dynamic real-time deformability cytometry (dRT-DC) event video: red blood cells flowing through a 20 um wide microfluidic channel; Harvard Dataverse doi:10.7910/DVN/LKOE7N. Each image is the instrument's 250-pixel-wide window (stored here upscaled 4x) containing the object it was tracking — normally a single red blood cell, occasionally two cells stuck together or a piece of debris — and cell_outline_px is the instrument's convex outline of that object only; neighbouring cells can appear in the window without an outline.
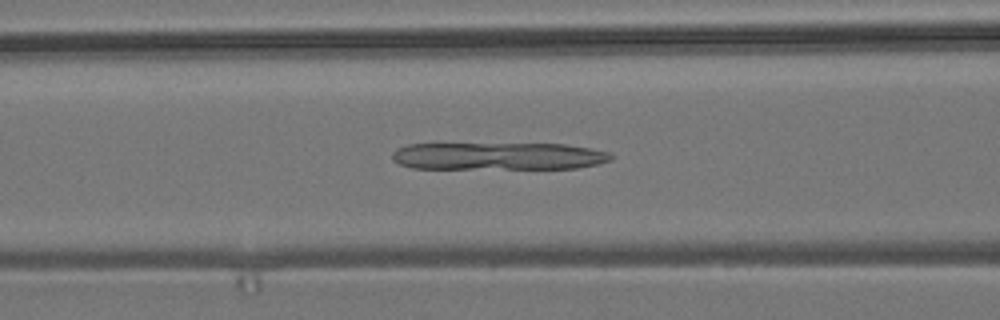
{"species": "common noctule bat (a hibernating species)", "species_latin": "Nyctalus noctula", "temperature_condition": "room temperature", "stored_images_in_passage": 39, "camera_frame_rate_fps": 3000, "um_per_image_px": 0.085, "animal": {"sex": "male", "body_mass_g": 19.2, "forearm_length_mm": 51.8}, "frame": {"image": 1, "passage_image": 7, "time_ms": 2.0, "image_size_px": [1000, 320], "cell_outline_px": [[612, 160], [596, 164], [576, 168], [412, 168], [400, 164], [392, 160], [392, 152], [396, 148], [408, 144], [564, 144], [588, 148], [608, 152], [612, 156]], "centroid_in_image_um": [42.31, 13.27], "position_along_channel_um": 124.3, "area_um2": 34.8}}
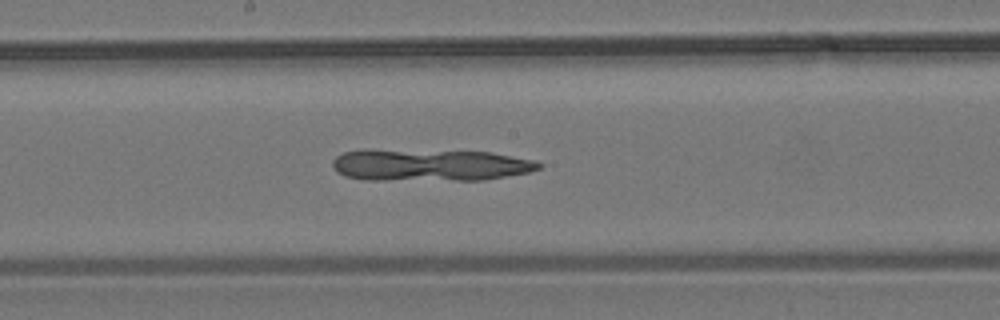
{"frame": {"image": 2, "passage_image": 14, "time_ms": 4.333, "image_size_px": [1000, 320], "cell_outline_px": [[544, 164], [540, 168], [528, 172], [484, 180], [368, 180], [344, 176], [336, 172], [332, 168], [332, 160], [336, 156], [344, 152], [364, 148], [368, 148], [492, 152], [536, 160]], "centroid_in_image_um": [36.48, 14.01], "position_along_channel_um": 211.7, "area_um2": 39.42}}
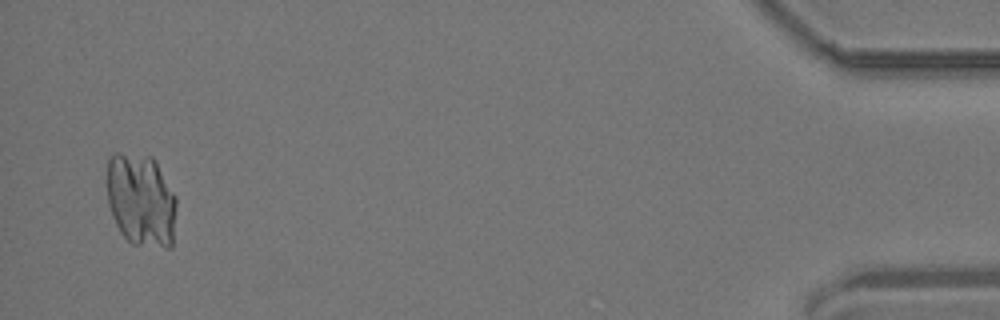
{"frame": {"image": 3, "passage_image": 38, "time_ms": 12.333, "image_size_px": [1000, 320], "cell_outline_px": [[176, 208], [172, 248], [164, 248], [132, 244], [120, 232], [112, 216], [108, 204], [108, 160], [116, 152], [120, 152], [152, 156], [156, 160], [176, 196]], "centroid_in_image_um": [12.01, 17.01], "position_along_channel_um": 423.2, "area_um2": 38.15}}